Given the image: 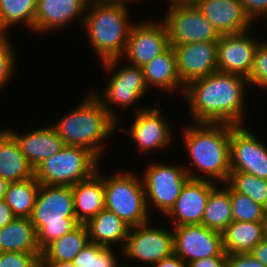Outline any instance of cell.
Segmentation results:
<instances>
[{
	"label": "cell",
	"mask_w": 267,
	"mask_h": 267,
	"mask_svg": "<svg viewBox=\"0 0 267 267\" xmlns=\"http://www.w3.org/2000/svg\"><path fill=\"white\" fill-rule=\"evenodd\" d=\"M89 242L86 224H79L71 232L48 244L41 252L40 261H73Z\"/></svg>",
	"instance_id": "83f0119b"
},
{
	"label": "cell",
	"mask_w": 267,
	"mask_h": 267,
	"mask_svg": "<svg viewBox=\"0 0 267 267\" xmlns=\"http://www.w3.org/2000/svg\"><path fill=\"white\" fill-rule=\"evenodd\" d=\"M96 243L89 242L73 259L76 267H94L95 255L103 248Z\"/></svg>",
	"instance_id": "8d00e7d4"
},
{
	"label": "cell",
	"mask_w": 267,
	"mask_h": 267,
	"mask_svg": "<svg viewBox=\"0 0 267 267\" xmlns=\"http://www.w3.org/2000/svg\"><path fill=\"white\" fill-rule=\"evenodd\" d=\"M117 259H115L114 253L110 247H103L96 255H95V265L94 267H119L116 263Z\"/></svg>",
	"instance_id": "60d3db41"
},
{
	"label": "cell",
	"mask_w": 267,
	"mask_h": 267,
	"mask_svg": "<svg viewBox=\"0 0 267 267\" xmlns=\"http://www.w3.org/2000/svg\"><path fill=\"white\" fill-rule=\"evenodd\" d=\"M246 77L215 71L189 83L183 94L195 123L243 125Z\"/></svg>",
	"instance_id": "6da1fadb"
},
{
	"label": "cell",
	"mask_w": 267,
	"mask_h": 267,
	"mask_svg": "<svg viewBox=\"0 0 267 267\" xmlns=\"http://www.w3.org/2000/svg\"><path fill=\"white\" fill-rule=\"evenodd\" d=\"M249 253L267 267V238L259 242Z\"/></svg>",
	"instance_id": "b9f144b4"
},
{
	"label": "cell",
	"mask_w": 267,
	"mask_h": 267,
	"mask_svg": "<svg viewBox=\"0 0 267 267\" xmlns=\"http://www.w3.org/2000/svg\"><path fill=\"white\" fill-rule=\"evenodd\" d=\"M112 76L106 86L105 93H103V98L101 99V96H96L100 99L101 104L107 112L116 119L114 112L107 106L108 103L111 102L122 108H128L129 105H134V102L145 94L147 86L144 81L142 67L133 65L125 66V68L120 69Z\"/></svg>",
	"instance_id": "e0dca14e"
},
{
	"label": "cell",
	"mask_w": 267,
	"mask_h": 267,
	"mask_svg": "<svg viewBox=\"0 0 267 267\" xmlns=\"http://www.w3.org/2000/svg\"><path fill=\"white\" fill-rule=\"evenodd\" d=\"M9 182L0 177V200L4 199Z\"/></svg>",
	"instance_id": "bcb514c9"
},
{
	"label": "cell",
	"mask_w": 267,
	"mask_h": 267,
	"mask_svg": "<svg viewBox=\"0 0 267 267\" xmlns=\"http://www.w3.org/2000/svg\"><path fill=\"white\" fill-rule=\"evenodd\" d=\"M144 81L147 86L153 85L159 89H175L181 86V80L177 71L176 55L172 46L165 52L153 58L143 67Z\"/></svg>",
	"instance_id": "4316f807"
},
{
	"label": "cell",
	"mask_w": 267,
	"mask_h": 267,
	"mask_svg": "<svg viewBox=\"0 0 267 267\" xmlns=\"http://www.w3.org/2000/svg\"><path fill=\"white\" fill-rule=\"evenodd\" d=\"M226 267H265L250 253L228 254Z\"/></svg>",
	"instance_id": "74e56055"
},
{
	"label": "cell",
	"mask_w": 267,
	"mask_h": 267,
	"mask_svg": "<svg viewBox=\"0 0 267 267\" xmlns=\"http://www.w3.org/2000/svg\"><path fill=\"white\" fill-rule=\"evenodd\" d=\"M189 178L206 179L207 177L193 175L187 168L183 169L179 166L159 163L147 166L146 173L142 178L147 208H149L148 199H151L155 203L154 205L167 215Z\"/></svg>",
	"instance_id": "9c48e42d"
},
{
	"label": "cell",
	"mask_w": 267,
	"mask_h": 267,
	"mask_svg": "<svg viewBox=\"0 0 267 267\" xmlns=\"http://www.w3.org/2000/svg\"><path fill=\"white\" fill-rule=\"evenodd\" d=\"M14 218H16L10 209V207L5 203L4 199L0 200V228L10 223Z\"/></svg>",
	"instance_id": "ee69618b"
},
{
	"label": "cell",
	"mask_w": 267,
	"mask_h": 267,
	"mask_svg": "<svg viewBox=\"0 0 267 267\" xmlns=\"http://www.w3.org/2000/svg\"><path fill=\"white\" fill-rule=\"evenodd\" d=\"M97 171L88 179L71 186L74 212L80 224H86L105 208L103 177Z\"/></svg>",
	"instance_id": "7402d4cb"
},
{
	"label": "cell",
	"mask_w": 267,
	"mask_h": 267,
	"mask_svg": "<svg viewBox=\"0 0 267 267\" xmlns=\"http://www.w3.org/2000/svg\"><path fill=\"white\" fill-rule=\"evenodd\" d=\"M41 252H0V267H40Z\"/></svg>",
	"instance_id": "e575fe53"
},
{
	"label": "cell",
	"mask_w": 267,
	"mask_h": 267,
	"mask_svg": "<svg viewBox=\"0 0 267 267\" xmlns=\"http://www.w3.org/2000/svg\"><path fill=\"white\" fill-rule=\"evenodd\" d=\"M217 185L207 179L189 178L179 197L167 214L175 221L173 226L202 225V218L210 192Z\"/></svg>",
	"instance_id": "2e32d148"
},
{
	"label": "cell",
	"mask_w": 267,
	"mask_h": 267,
	"mask_svg": "<svg viewBox=\"0 0 267 267\" xmlns=\"http://www.w3.org/2000/svg\"><path fill=\"white\" fill-rule=\"evenodd\" d=\"M98 2H103V3H113V4H122V5H126L127 1H131V0H96ZM133 1V0H132Z\"/></svg>",
	"instance_id": "7dc6e473"
},
{
	"label": "cell",
	"mask_w": 267,
	"mask_h": 267,
	"mask_svg": "<svg viewBox=\"0 0 267 267\" xmlns=\"http://www.w3.org/2000/svg\"><path fill=\"white\" fill-rule=\"evenodd\" d=\"M227 253L223 251L219 256L202 258L187 263V267H226Z\"/></svg>",
	"instance_id": "ab89813d"
},
{
	"label": "cell",
	"mask_w": 267,
	"mask_h": 267,
	"mask_svg": "<svg viewBox=\"0 0 267 267\" xmlns=\"http://www.w3.org/2000/svg\"><path fill=\"white\" fill-rule=\"evenodd\" d=\"M263 229H264V236L265 238H267V209L265 210V213H264Z\"/></svg>",
	"instance_id": "c3c4849f"
},
{
	"label": "cell",
	"mask_w": 267,
	"mask_h": 267,
	"mask_svg": "<svg viewBox=\"0 0 267 267\" xmlns=\"http://www.w3.org/2000/svg\"><path fill=\"white\" fill-rule=\"evenodd\" d=\"M40 267H76L72 261H40Z\"/></svg>",
	"instance_id": "f6af8a7d"
},
{
	"label": "cell",
	"mask_w": 267,
	"mask_h": 267,
	"mask_svg": "<svg viewBox=\"0 0 267 267\" xmlns=\"http://www.w3.org/2000/svg\"><path fill=\"white\" fill-rule=\"evenodd\" d=\"M92 5L94 7H91V13H85L83 23L92 46L109 73L124 55L133 25L127 20L126 5L98 1Z\"/></svg>",
	"instance_id": "7a4b0ae2"
},
{
	"label": "cell",
	"mask_w": 267,
	"mask_h": 267,
	"mask_svg": "<svg viewBox=\"0 0 267 267\" xmlns=\"http://www.w3.org/2000/svg\"><path fill=\"white\" fill-rule=\"evenodd\" d=\"M247 31L220 35L217 41V69L220 72L248 77L259 45L248 37Z\"/></svg>",
	"instance_id": "9a60e30c"
},
{
	"label": "cell",
	"mask_w": 267,
	"mask_h": 267,
	"mask_svg": "<svg viewBox=\"0 0 267 267\" xmlns=\"http://www.w3.org/2000/svg\"><path fill=\"white\" fill-rule=\"evenodd\" d=\"M105 208L130 228L148 223V208L142 181L132 173L103 177Z\"/></svg>",
	"instance_id": "52a82bcc"
},
{
	"label": "cell",
	"mask_w": 267,
	"mask_h": 267,
	"mask_svg": "<svg viewBox=\"0 0 267 267\" xmlns=\"http://www.w3.org/2000/svg\"><path fill=\"white\" fill-rule=\"evenodd\" d=\"M159 111L146 108L136 113L130 133L141 151L156 150L171 142V129Z\"/></svg>",
	"instance_id": "d6986e66"
},
{
	"label": "cell",
	"mask_w": 267,
	"mask_h": 267,
	"mask_svg": "<svg viewBox=\"0 0 267 267\" xmlns=\"http://www.w3.org/2000/svg\"><path fill=\"white\" fill-rule=\"evenodd\" d=\"M154 267H187L178 255L172 254L170 257L164 258L153 265Z\"/></svg>",
	"instance_id": "7bdbcfd3"
},
{
	"label": "cell",
	"mask_w": 267,
	"mask_h": 267,
	"mask_svg": "<svg viewBox=\"0 0 267 267\" xmlns=\"http://www.w3.org/2000/svg\"><path fill=\"white\" fill-rule=\"evenodd\" d=\"M184 129V142L193 165L207 177L227 182L230 169V137L233 125L225 123H194Z\"/></svg>",
	"instance_id": "277c9868"
},
{
	"label": "cell",
	"mask_w": 267,
	"mask_h": 267,
	"mask_svg": "<svg viewBox=\"0 0 267 267\" xmlns=\"http://www.w3.org/2000/svg\"><path fill=\"white\" fill-rule=\"evenodd\" d=\"M0 252H42L30 218H14L0 228Z\"/></svg>",
	"instance_id": "cb8c5ba5"
},
{
	"label": "cell",
	"mask_w": 267,
	"mask_h": 267,
	"mask_svg": "<svg viewBox=\"0 0 267 267\" xmlns=\"http://www.w3.org/2000/svg\"><path fill=\"white\" fill-rule=\"evenodd\" d=\"M264 238L263 222L232 221L222 232L223 250L249 253Z\"/></svg>",
	"instance_id": "484cf974"
},
{
	"label": "cell",
	"mask_w": 267,
	"mask_h": 267,
	"mask_svg": "<svg viewBox=\"0 0 267 267\" xmlns=\"http://www.w3.org/2000/svg\"><path fill=\"white\" fill-rule=\"evenodd\" d=\"M233 221L263 222L266 208L229 186Z\"/></svg>",
	"instance_id": "d6a6232c"
},
{
	"label": "cell",
	"mask_w": 267,
	"mask_h": 267,
	"mask_svg": "<svg viewBox=\"0 0 267 267\" xmlns=\"http://www.w3.org/2000/svg\"><path fill=\"white\" fill-rule=\"evenodd\" d=\"M14 55L6 34L0 33V87L6 84L14 72Z\"/></svg>",
	"instance_id": "d590c367"
},
{
	"label": "cell",
	"mask_w": 267,
	"mask_h": 267,
	"mask_svg": "<svg viewBox=\"0 0 267 267\" xmlns=\"http://www.w3.org/2000/svg\"><path fill=\"white\" fill-rule=\"evenodd\" d=\"M227 186L224 190H219L216 186L210 192L202 218V225L221 233L233 221L229 185Z\"/></svg>",
	"instance_id": "f546056e"
},
{
	"label": "cell",
	"mask_w": 267,
	"mask_h": 267,
	"mask_svg": "<svg viewBox=\"0 0 267 267\" xmlns=\"http://www.w3.org/2000/svg\"><path fill=\"white\" fill-rule=\"evenodd\" d=\"M227 183L235 192L248 196L267 209V180L245 172L231 171Z\"/></svg>",
	"instance_id": "1f68e13d"
},
{
	"label": "cell",
	"mask_w": 267,
	"mask_h": 267,
	"mask_svg": "<svg viewBox=\"0 0 267 267\" xmlns=\"http://www.w3.org/2000/svg\"><path fill=\"white\" fill-rule=\"evenodd\" d=\"M7 131L15 138L20 150L34 169L44 160L59 153L65 146L52 125L22 136L17 135L15 131Z\"/></svg>",
	"instance_id": "44dd1931"
},
{
	"label": "cell",
	"mask_w": 267,
	"mask_h": 267,
	"mask_svg": "<svg viewBox=\"0 0 267 267\" xmlns=\"http://www.w3.org/2000/svg\"><path fill=\"white\" fill-rule=\"evenodd\" d=\"M30 219L41 251L76 228L80 223L74 212L71 186L41 184Z\"/></svg>",
	"instance_id": "5b68a950"
},
{
	"label": "cell",
	"mask_w": 267,
	"mask_h": 267,
	"mask_svg": "<svg viewBox=\"0 0 267 267\" xmlns=\"http://www.w3.org/2000/svg\"><path fill=\"white\" fill-rule=\"evenodd\" d=\"M260 43L255 51L253 67L247 80L248 83L267 89V43Z\"/></svg>",
	"instance_id": "836d02e7"
},
{
	"label": "cell",
	"mask_w": 267,
	"mask_h": 267,
	"mask_svg": "<svg viewBox=\"0 0 267 267\" xmlns=\"http://www.w3.org/2000/svg\"><path fill=\"white\" fill-rule=\"evenodd\" d=\"M132 228L129 229L122 247V252L127 257L154 265L174 253L173 232L161 228H148L147 223ZM131 229L134 232H131Z\"/></svg>",
	"instance_id": "30bf717a"
},
{
	"label": "cell",
	"mask_w": 267,
	"mask_h": 267,
	"mask_svg": "<svg viewBox=\"0 0 267 267\" xmlns=\"http://www.w3.org/2000/svg\"><path fill=\"white\" fill-rule=\"evenodd\" d=\"M246 16L253 22L257 15L267 18V0H239Z\"/></svg>",
	"instance_id": "f35d334b"
},
{
	"label": "cell",
	"mask_w": 267,
	"mask_h": 267,
	"mask_svg": "<svg viewBox=\"0 0 267 267\" xmlns=\"http://www.w3.org/2000/svg\"><path fill=\"white\" fill-rule=\"evenodd\" d=\"M173 242L174 254L188 263L219 256L224 251L222 233L201 224L174 226Z\"/></svg>",
	"instance_id": "8fae6325"
},
{
	"label": "cell",
	"mask_w": 267,
	"mask_h": 267,
	"mask_svg": "<svg viewBox=\"0 0 267 267\" xmlns=\"http://www.w3.org/2000/svg\"><path fill=\"white\" fill-rule=\"evenodd\" d=\"M99 159L88 149L65 145L35 169V178L49 186H72L91 177Z\"/></svg>",
	"instance_id": "8992f818"
},
{
	"label": "cell",
	"mask_w": 267,
	"mask_h": 267,
	"mask_svg": "<svg viewBox=\"0 0 267 267\" xmlns=\"http://www.w3.org/2000/svg\"><path fill=\"white\" fill-rule=\"evenodd\" d=\"M177 71L183 86L218 71L217 41L194 42L172 46Z\"/></svg>",
	"instance_id": "5bb4252c"
},
{
	"label": "cell",
	"mask_w": 267,
	"mask_h": 267,
	"mask_svg": "<svg viewBox=\"0 0 267 267\" xmlns=\"http://www.w3.org/2000/svg\"><path fill=\"white\" fill-rule=\"evenodd\" d=\"M163 22L170 46L218 41L220 36L195 3L171 4Z\"/></svg>",
	"instance_id": "ba28073f"
},
{
	"label": "cell",
	"mask_w": 267,
	"mask_h": 267,
	"mask_svg": "<svg viewBox=\"0 0 267 267\" xmlns=\"http://www.w3.org/2000/svg\"><path fill=\"white\" fill-rule=\"evenodd\" d=\"M40 185L35 177L9 183L4 201L15 217L30 218L32 216Z\"/></svg>",
	"instance_id": "f1b7e54d"
},
{
	"label": "cell",
	"mask_w": 267,
	"mask_h": 267,
	"mask_svg": "<svg viewBox=\"0 0 267 267\" xmlns=\"http://www.w3.org/2000/svg\"><path fill=\"white\" fill-rule=\"evenodd\" d=\"M38 0H0V33L6 34L8 27L24 22L34 30Z\"/></svg>",
	"instance_id": "4dcf8cb0"
},
{
	"label": "cell",
	"mask_w": 267,
	"mask_h": 267,
	"mask_svg": "<svg viewBox=\"0 0 267 267\" xmlns=\"http://www.w3.org/2000/svg\"><path fill=\"white\" fill-rule=\"evenodd\" d=\"M0 177L9 183L35 177L34 167L7 130L0 131Z\"/></svg>",
	"instance_id": "603a6c76"
},
{
	"label": "cell",
	"mask_w": 267,
	"mask_h": 267,
	"mask_svg": "<svg viewBox=\"0 0 267 267\" xmlns=\"http://www.w3.org/2000/svg\"><path fill=\"white\" fill-rule=\"evenodd\" d=\"M196 1H198V0H191V3H195Z\"/></svg>",
	"instance_id": "f907efd6"
},
{
	"label": "cell",
	"mask_w": 267,
	"mask_h": 267,
	"mask_svg": "<svg viewBox=\"0 0 267 267\" xmlns=\"http://www.w3.org/2000/svg\"><path fill=\"white\" fill-rule=\"evenodd\" d=\"M116 121L103 107L96 93L90 92L79 107L52 126L64 145L86 148L99 159L102 147L98 143L112 133Z\"/></svg>",
	"instance_id": "3957f363"
},
{
	"label": "cell",
	"mask_w": 267,
	"mask_h": 267,
	"mask_svg": "<svg viewBox=\"0 0 267 267\" xmlns=\"http://www.w3.org/2000/svg\"><path fill=\"white\" fill-rule=\"evenodd\" d=\"M230 169L267 180V148L243 125L231 128Z\"/></svg>",
	"instance_id": "7c38bea8"
},
{
	"label": "cell",
	"mask_w": 267,
	"mask_h": 267,
	"mask_svg": "<svg viewBox=\"0 0 267 267\" xmlns=\"http://www.w3.org/2000/svg\"><path fill=\"white\" fill-rule=\"evenodd\" d=\"M169 47L164 22L162 24L144 22L132 26L124 54L129 59L130 65L143 67Z\"/></svg>",
	"instance_id": "4fadbf2b"
},
{
	"label": "cell",
	"mask_w": 267,
	"mask_h": 267,
	"mask_svg": "<svg viewBox=\"0 0 267 267\" xmlns=\"http://www.w3.org/2000/svg\"><path fill=\"white\" fill-rule=\"evenodd\" d=\"M89 240L104 247L126 242L130 227L112 211L104 208L86 223Z\"/></svg>",
	"instance_id": "d4e9b609"
},
{
	"label": "cell",
	"mask_w": 267,
	"mask_h": 267,
	"mask_svg": "<svg viewBox=\"0 0 267 267\" xmlns=\"http://www.w3.org/2000/svg\"><path fill=\"white\" fill-rule=\"evenodd\" d=\"M90 0H38L35 15L34 30L49 31L59 29L85 14Z\"/></svg>",
	"instance_id": "ffe728a7"
},
{
	"label": "cell",
	"mask_w": 267,
	"mask_h": 267,
	"mask_svg": "<svg viewBox=\"0 0 267 267\" xmlns=\"http://www.w3.org/2000/svg\"><path fill=\"white\" fill-rule=\"evenodd\" d=\"M171 4H175V3H191V0H169Z\"/></svg>",
	"instance_id": "681fc988"
},
{
	"label": "cell",
	"mask_w": 267,
	"mask_h": 267,
	"mask_svg": "<svg viewBox=\"0 0 267 267\" xmlns=\"http://www.w3.org/2000/svg\"><path fill=\"white\" fill-rule=\"evenodd\" d=\"M195 4L219 35L246 32L252 23L239 0H198Z\"/></svg>",
	"instance_id": "ac0fdd59"
}]
</instances>
